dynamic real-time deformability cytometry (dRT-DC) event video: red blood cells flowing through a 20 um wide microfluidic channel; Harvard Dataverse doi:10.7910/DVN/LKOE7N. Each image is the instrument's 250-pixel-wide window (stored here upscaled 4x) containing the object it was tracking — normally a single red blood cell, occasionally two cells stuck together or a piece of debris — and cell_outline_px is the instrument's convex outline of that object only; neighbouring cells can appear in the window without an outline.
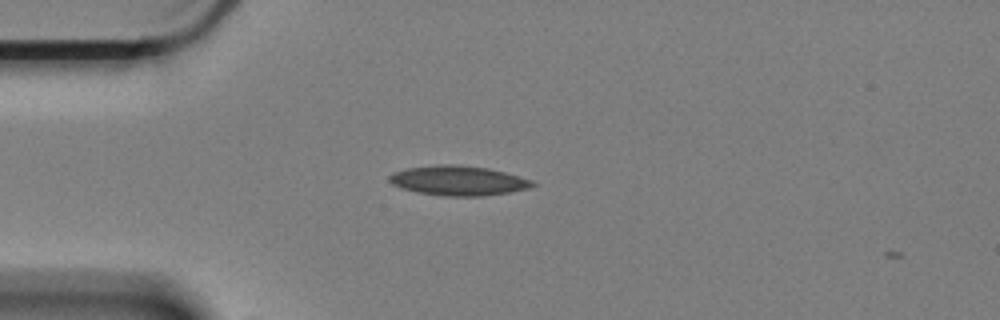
{"species": "Egyptian fruit bat (a non-hibernating species)", "species_latin": "Rousettus aegyptiacus", "temperature_condition": "cold", "stored_images_in_passage": 45, "camera_frame_rate_fps": 3000, "um_per_image_px": 0.085, "animal": {"sex": "female"}, "frame": {"image": 1, "passage_image": 2, "time_ms": 0.333, "image_size_px": [1000, 320], "cell_outline_px": [[536, 184], [524, 188], [508, 192], [480, 196], [444, 196], [416, 192], [400, 188], [392, 184], [388, 180], [388, 176], [396, 172], [408, 168], [444, 164], [488, 168], [504, 172], [532, 180]], "centroid_in_image_um": [38.9, 15.36], "position_along_channel_um": 46.1, "area_um2": 24.28}}
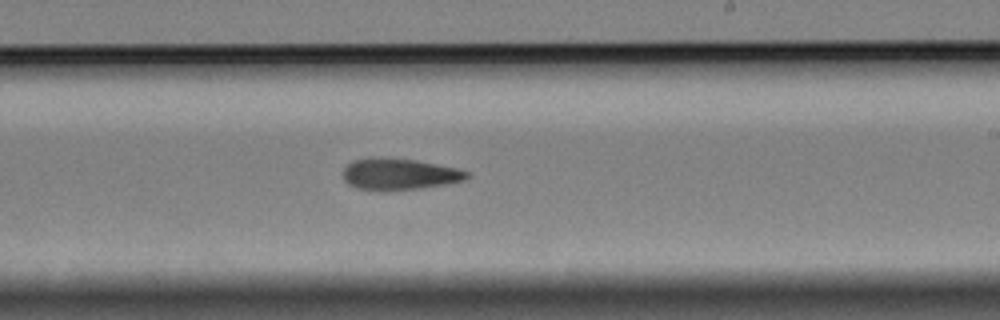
{"frame": {"image": 2, "passage_image": 22, "time_ms": 7.0, "image_size_px": [1000, 320], "cell_outline_px": [[472, 176], [464, 180], [444, 184], [420, 188], [384, 192], [356, 188], [348, 184], [344, 180], [344, 168], [352, 160], [368, 156], [380, 156], [416, 160], [456, 168], [468, 172]], "centroid_in_image_um": [33.89, 14.79], "position_along_channel_um": 255.1, "area_um2": 23.18}}
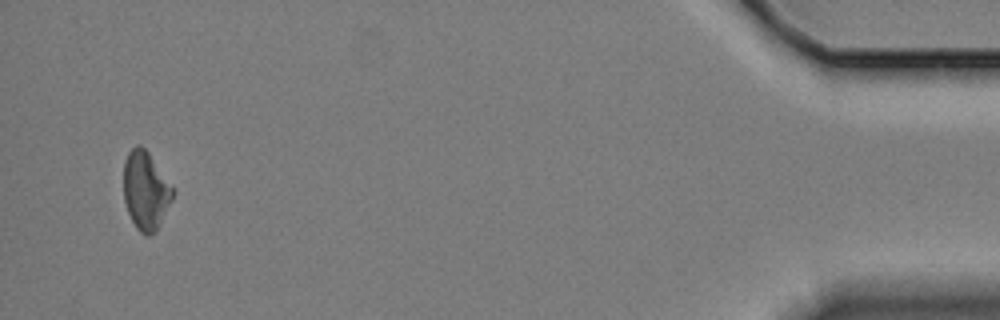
{"frame": {"image": 3, "passage_image": 44, "time_ms": 14.333, "image_size_px": [1000, 320], "cell_outline_px": [[172, 200], [156, 232], [152, 236], [148, 236], [140, 232], [136, 228], [128, 212], [124, 200], [124, 160], [128, 152], [136, 144], [140, 144], [148, 152], [172, 188]], "centroid_in_image_um": [12.35, 16.22], "position_along_channel_um": 422.8, "area_um2": 22.14}}